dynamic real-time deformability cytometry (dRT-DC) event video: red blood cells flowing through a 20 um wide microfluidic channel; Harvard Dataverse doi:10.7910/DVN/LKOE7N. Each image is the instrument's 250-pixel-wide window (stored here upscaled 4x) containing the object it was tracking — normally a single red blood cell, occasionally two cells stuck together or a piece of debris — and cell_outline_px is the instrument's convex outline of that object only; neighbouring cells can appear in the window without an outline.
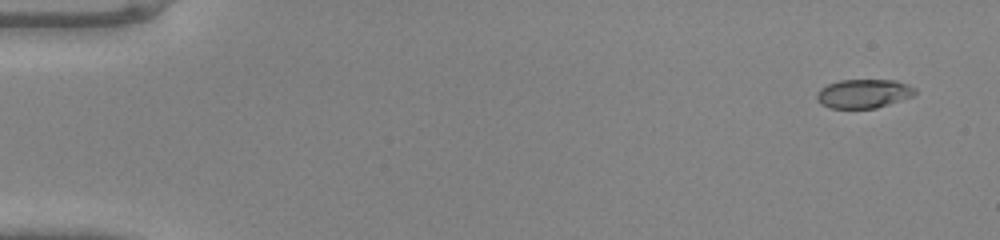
{"species": "common noctule bat (a hibernating species)", "species_latin": "Nyctalus noctula", "temperature_condition": "warm", "stored_images_in_passage": 46, "camera_frame_rate_fps": 3000, "um_per_image_px": 0.085, "animal": {"sex": "male", "body_mass_g": 20.0, "forearm_length_mm": 53.3}, "frame": {"image": 1, "passage_image": 1, "time_ms": 0.0, "image_size_px": [1000, 240], "cell_outline_px": [[916, 92], [912, 96], [876, 108], [832, 108], [820, 104], [816, 100], [816, 96], [820, 88], [828, 84], [840, 80], [896, 80], [908, 84], [916, 88]], "centroid_in_image_um": [73.39, 7.95], "position_along_channel_um": 11.6, "area_um2": 16.53}}
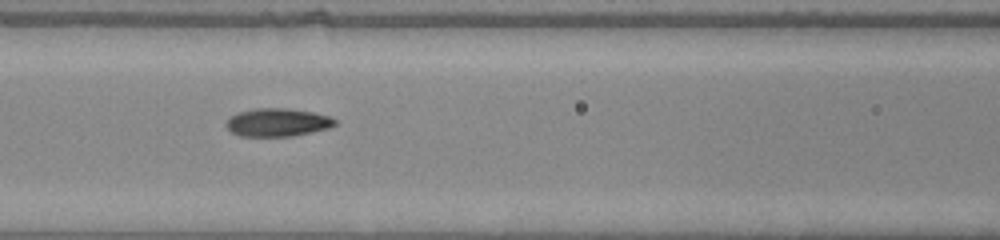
{"frame": {"image": 2, "passage_image": 20, "time_ms": 6.333, "image_size_px": [1000, 240], "cell_outline_px": [[336, 124], [328, 128], [312, 132], [292, 136], [240, 136], [232, 132], [224, 124], [236, 112], [256, 108], [284, 108], [312, 112], [332, 116], [336, 120]], "centroid_in_image_um": [23.59, 10.4], "position_along_channel_um": 143.0, "area_um2": 17.8}}
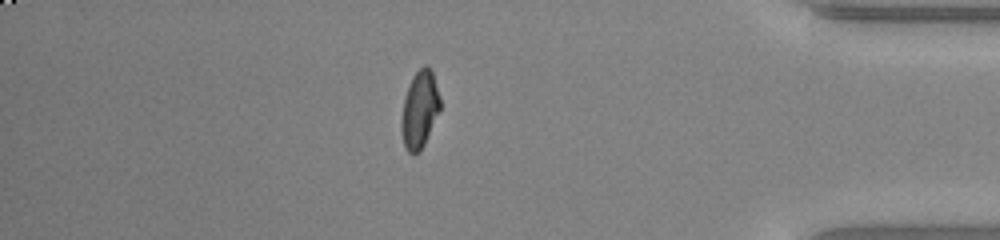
{"frame": {"image": 3, "passage_image": 40, "time_ms": 13.0, "image_size_px": [1000, 240], "cell_outline_px": [[440, 112], [420, 152], [412, 156], [404, 148], [400, 128], [400, 120], [404, 100], [408, 84], [412, 76], [424, 64], [428, 64], [432, 72], [440, 96]], "centroid_in_image_um": [35.65, 9.34], "position_along_channel_um": 399.5, "area_um2": 17.86}}